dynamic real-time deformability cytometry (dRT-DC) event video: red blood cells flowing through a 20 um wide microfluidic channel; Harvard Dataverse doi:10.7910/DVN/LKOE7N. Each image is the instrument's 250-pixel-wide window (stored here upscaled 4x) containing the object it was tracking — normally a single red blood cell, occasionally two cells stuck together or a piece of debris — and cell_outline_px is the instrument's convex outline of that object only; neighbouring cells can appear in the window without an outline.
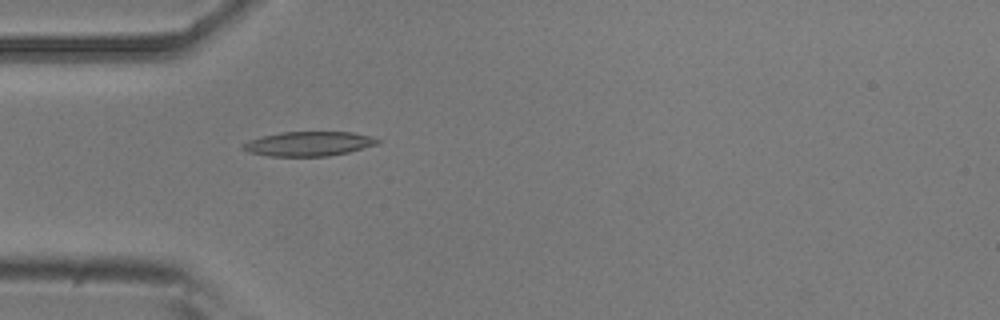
{"species": "common noctule bat (a hibernating species)", "species_latin": "Nyctalus noctula", "temperature_condition": "room temperature", "stored_images_in_passage": 3, "camera_frame_rate_fps": 3000, "um_per_image_px": 0.085, "animal": {"sex": "male", "body_mass_g": 20.5, "forearm_length_mm": 52.5}, "frame": {"image": 1, "passage_image": 3, "time_ms": 0.667, "image_size_px": [1000, 320], "cell_outline_px": [[380, 144], [348, 152], [328, 156], [268, 156], [248, 152], [240, 148], [248, 140], [260, 136], [280, 132], [352, 132], [368, 136], [380, 140]], "centroid_in_image_um": [26.21, 12.22], "position_along_channel_um": 58.8, "area_um2": 19.25}}